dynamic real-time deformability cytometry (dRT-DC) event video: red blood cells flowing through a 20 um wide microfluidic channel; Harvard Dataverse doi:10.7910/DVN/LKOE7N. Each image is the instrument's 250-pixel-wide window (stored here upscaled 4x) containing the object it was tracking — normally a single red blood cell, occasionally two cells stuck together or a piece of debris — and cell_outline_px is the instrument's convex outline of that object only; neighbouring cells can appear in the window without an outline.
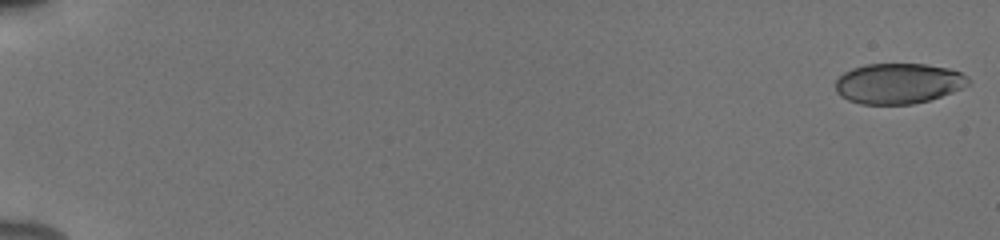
{"species": "human", "species_latin": "Homo sapiens", "temperature_condition": "cold", "stored_images_in_passage": 54, "camera_frame_rate_fps": 3000, "um_per_image_px": 0.085, "donor": {"sex": "male"}, "frame": {"image": 1, "passage_image": 1, "time_ms": 0.0, "image_size_px": [1000, 240], "cell_outline_px": [[968, 84], [952, 92], [928, 100], [912, 104], [860, 104], [848, 100], [840, 96], [836, 92], [836, 80], [844, 72], [852, 68], [868, 64], [924, 64], [948, 68], [960, 72], [968, 76]], "centroid_in_image_um": [76.33, 7.09], "position_along_channel_um": 8.7, "area_um2": 31.15}}
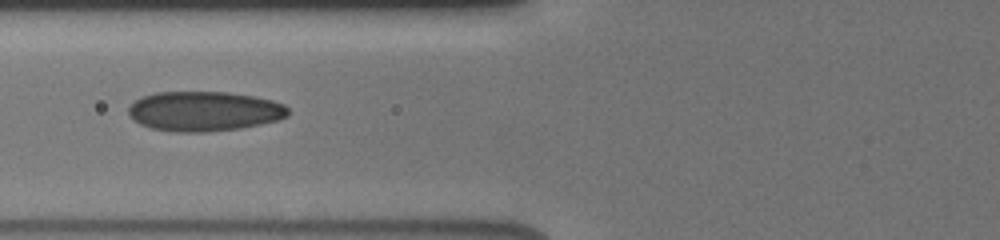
{"frame": {"image": 2, "passage_image": 24, "time_ms": 7.667, "image_size_px": [1000, 240], "cell_outline_px": [[288, 116], [276, 120], [260, 124], [240, 128], [204, 132], [176, 132], [152, 128], [140, 124], [128, 116], [128, 108], [140, 96], [156, 92], [228, 92], [256, 96], [272, 100], [284, 104], [288, 108]], "centroid_in_image_um": [17.34, 9.45], "position_along_channel_um": 108.5, "area_um2": 37.11}}
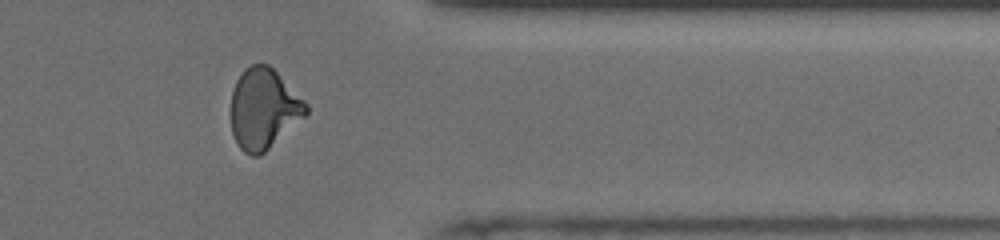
{"frame": {"image": 3, "passage_image": 46, "time_ms": 15.0, "image_size_px": [1000, 240], "cell_outline_px": [[308, 112], [304, 116], [260, 156], [252, 156], [244, 152], [236, 144], [232, 132], [232, 92], [236, 80], [244, 68], [252, 64], [268, 64], [308, 104]], "centroid_in_image_um": [22.39, 9.25], "position_along_channel_um": 389.0, "area_um2": 34.74}, "authors_computed_cell_mechanics": {"area_um2": 34.2754, "velocity_mm_per_s": 3.9234, "shape_relaxation_time_tau1_ms": 6.354, "shape_relaxation_time_tau2_ms": 1.3588, "deformation_change_tau1": 0.1785, "deformation_change_tau2": 0.0753}}